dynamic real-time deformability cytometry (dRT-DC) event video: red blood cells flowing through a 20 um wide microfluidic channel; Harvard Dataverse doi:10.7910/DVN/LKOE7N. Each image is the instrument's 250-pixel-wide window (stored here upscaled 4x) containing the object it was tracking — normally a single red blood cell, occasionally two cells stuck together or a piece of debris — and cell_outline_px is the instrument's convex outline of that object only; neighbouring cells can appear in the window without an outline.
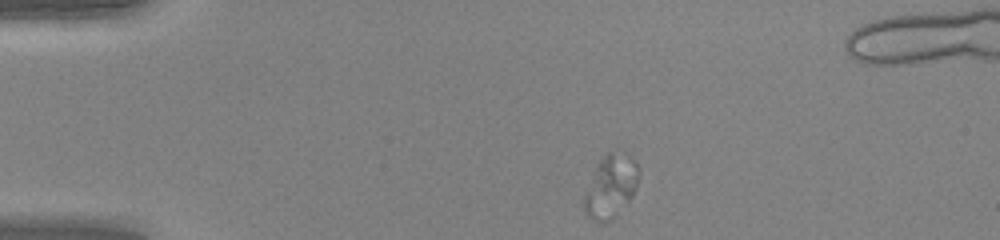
{"species": "human", "species_latin": "Homo sapiens", "temperature_condition": "warm", "stored_images_in_passage": 41, "segment_of_instrument_passage": [1, 2], "camera_frame_rate_fps": 3000, "um_per_image_px": 0.085, "donor": {"sex": "female"}, "frame": {"image": 1, "passage_image": 1, "time_ms": 0.0, "image_size_px": [1000, 240], "cell_outline_px": [[640, 172], [636, 188], [632, 196], [612, 220], [604, 224], [600, 224], [592, 220], [584, 212], [584, 196], [596, 164], [608, 152], [616, 148], [628, 156], [640, 168]], "centroid_in_image_um": [51.91, 15.85], "position_along_channel_um": 33.1, "area_um2": 20.23}}
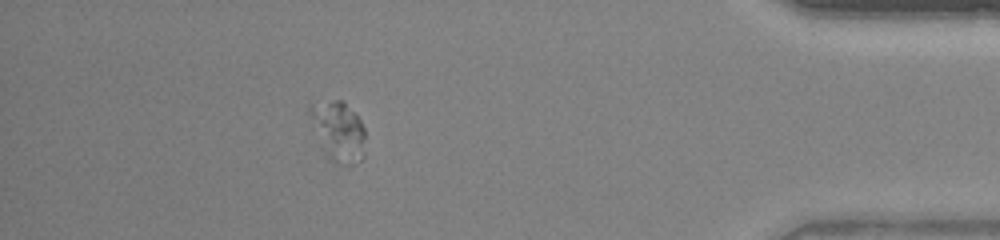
{"frame": {"image": 2, "passage_image": 35, "time_ms": 11.333, "image_size_px": [1000, 240], "cell_outline_px": [[364, 156], [356, 164], [336, 164], [328, 160], [324, 152], [308, 112], [308, 108], [332, 100], [344, 100], [360, 120], [364, 128]], "centroid_in_image_um": [28.79, 11.2], "position_along_channel_um": 406.4, "area_um2": 19.07}}